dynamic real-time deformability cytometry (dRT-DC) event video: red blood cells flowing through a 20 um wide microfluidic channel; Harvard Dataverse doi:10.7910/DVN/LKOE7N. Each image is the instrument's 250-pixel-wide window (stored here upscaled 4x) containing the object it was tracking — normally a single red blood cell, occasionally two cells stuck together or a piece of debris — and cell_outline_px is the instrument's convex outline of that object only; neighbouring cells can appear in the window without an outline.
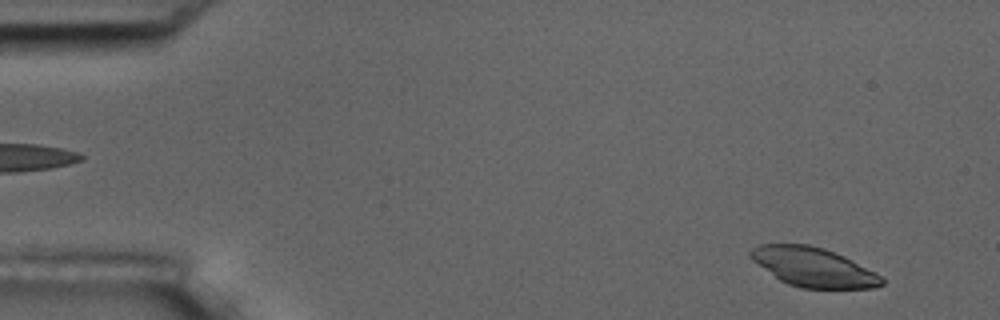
{"species": "common noctule bat (a hibernating species)", "species_latin": "Nyctalus noctula", "temperature_condition": "room temperature", "stored_images_in_passage": 55, "camera_frame_rate_fps": 3000, "um_per_image_px": 0.085, "animal": {"sex": "male", "body_mass_g": 17.5, "forearm_length_mm": 52.3}, "frame": {"image": 1, "passage_image": 3, "time_ms": 0.667, "image_size_px": [1000, 320], "cell_outline_px": [[884, 284], [872, 288], [800, 288], [788, 284], [780, 280], [752, 260], [748, 256], [748, 252], [752, 248], [760, 244], [808, 244], [824, 248], [844, 256], [876, 272], [884, 280]], "centroid_in_image_um": [69.12, 22.7], "position_along_channel_um": 15.9, "area_um2": 29.88}}